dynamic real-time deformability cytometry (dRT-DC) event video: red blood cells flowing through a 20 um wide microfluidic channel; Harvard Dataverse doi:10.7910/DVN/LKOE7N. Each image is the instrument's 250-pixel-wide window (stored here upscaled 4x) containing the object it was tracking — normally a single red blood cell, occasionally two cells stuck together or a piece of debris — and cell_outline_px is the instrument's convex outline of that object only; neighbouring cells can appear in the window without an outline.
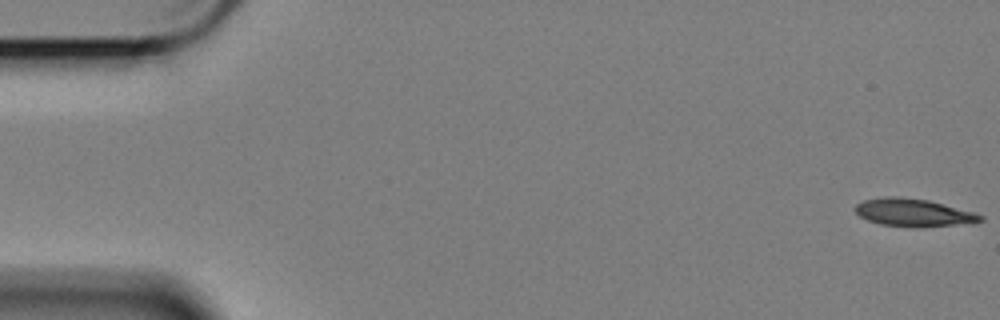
{"species": "Egyptian fruit bat (a non-hibernating species)", "species_latin": "Rousettus aegyptiacus", "temperature_condition": "cold", "stored_images_in_passage": 11, "camera_frame_rate_fps": 3000, "um_per_image_px": 0.085, "animal": {"sex": "female"}, "frame": {"image": 1, "passage_image": 1, "time_ms": 0.0, "image_size_px": [1000, 320], "cell_outline_px": [[984, 220], [920, 228], [916, 228], [880, 224], [868, 220], [860, 216], [852, 208], [856, 204], [864, 200], [884, 196], [896, 196], [928, 200], [972, 212], [984, 216]], "centroid_in_image_um": [77.55, 18.06], "position_along_channel_um": 7.5, "area_um2": 20.0}}